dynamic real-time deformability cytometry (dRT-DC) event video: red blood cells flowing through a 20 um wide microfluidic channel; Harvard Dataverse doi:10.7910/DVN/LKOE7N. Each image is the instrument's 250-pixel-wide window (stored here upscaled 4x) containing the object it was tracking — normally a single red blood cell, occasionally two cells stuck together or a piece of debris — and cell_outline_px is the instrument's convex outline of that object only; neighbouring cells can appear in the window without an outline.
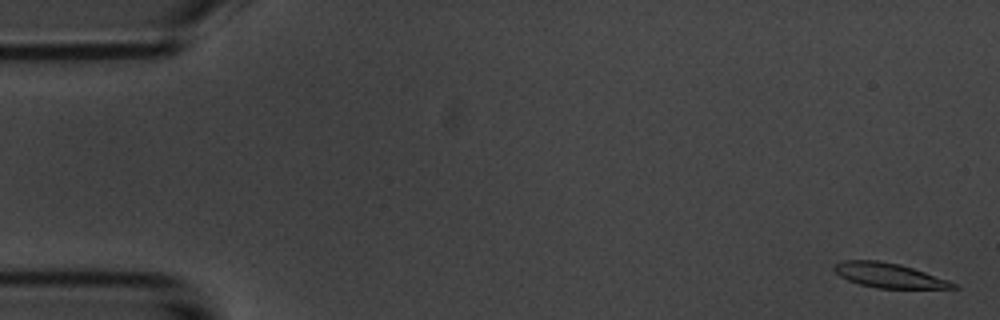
{"species": "common noctule bat (a hibernating species)", "species_latin": "Nyctalus noctula", "temperature_condition": "room temperature", "stored_images_in_passage": 4, "camera_frame_rate_fps": 3000, "um_per_image_px": 0.085, "animal": {"sex": "male", "body_mass_g": 20.1, "forearm_length_mm": 53.5}, "frame": {"image": 1, "passage_image": 1, "time_ms": 0.0, "image_size_px": [1000, 320], "cell_outline_px": [[960, 288], [876, 288], [860, 284], [848, 280], [840, 276], [832, 268], [836, 264], [844, 260], [880, 260], [900, 264], [948, 280], [956, 284]], "centroid_in_image_um": [75.54, 23.4], "position_along_channel_um": 9.5, "area_um2": 16.88}}